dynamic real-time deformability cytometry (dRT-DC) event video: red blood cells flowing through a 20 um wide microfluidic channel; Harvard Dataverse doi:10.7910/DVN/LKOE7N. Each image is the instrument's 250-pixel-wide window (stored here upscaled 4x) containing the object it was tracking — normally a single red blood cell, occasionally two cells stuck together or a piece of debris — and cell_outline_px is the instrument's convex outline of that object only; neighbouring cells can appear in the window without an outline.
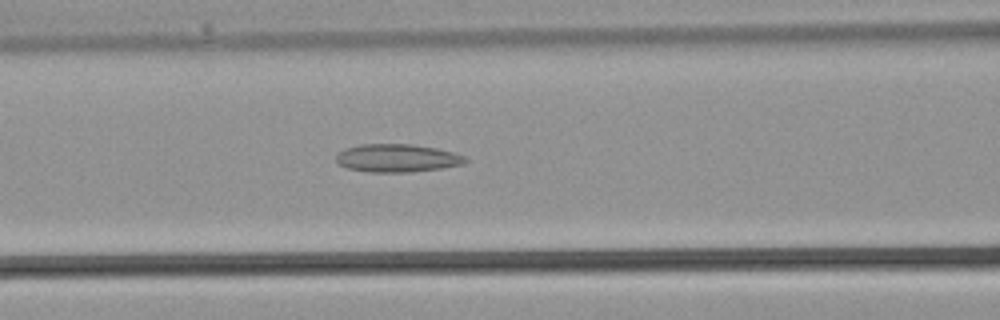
{"species": "common noctule bat (a hibernating species)", "species_latin": "Nyctalus noctula", "temperature_condition": "warm", "stored_images_in_passage": 27, "camera_frame_rate_fps": 3000, "um_per_image_px": 0.085, "animal": {"sex": "male", "body_mass_g": 21.5, "forearm_length_mm": 52.0}, "frame": {"image": 1, "passage_image": 13, "time_ms": 4.0, "image_size_px": [1000, 320], "cell_outline_px": [[468, 160], [464, 164], [440, 168], [412, 172], [368, 172], [348, 168], [340, 164], [336, 160], [336, 156], [344, 148], [360, 144], [412, 144], [436, 148], [452, 152], [464, 156]], "centroid_in_image_um": [33.75, 13.43], "position_along_channel_um": 132.8, "area_um2": 21.04}}
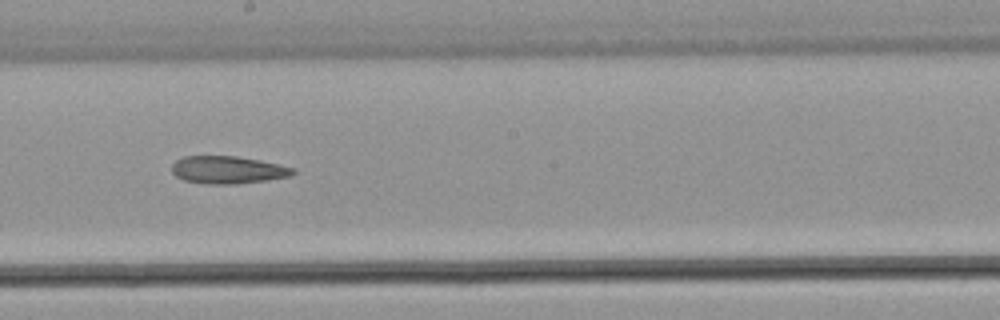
{"frame": {"image": 2, "passage_image": 18, "time_ms": 5.667, "image_size_px": [1000, 320], "cell_outline_px": [[296, 172], [288, 176], [268, 180], [236, 184], [208, 184], [184, 180], [176, 176], [172, 172], [172, 164], [176, 160], [184, 156], [236, 156], [260, 160], [296, 168]], "centroid_in_image_um": [19.37, 14.44], "position_along_channel_um": 228.8, "area_um2": 19.48}}
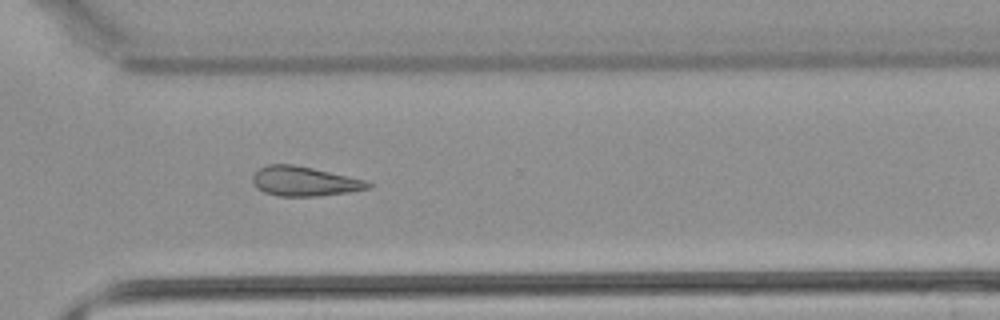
{"frame": {"image": 3, "passage_image": 24, "time_ms": 7.667, "image_size_px": [1000, 320], "cell_outline_px": [[372, 184], [368, 188], [348, 192], [316, 196], [276, 196], [264, 192], [256, 188], [252, 180], [252, 176], [260, 168], [268, 164], [292, 164], [312, 168], [364, 180]], "centroid_in_image_um": [25.8, 15.41], "position_along_channel_um": 344.8, "area_um2": 19.59}}